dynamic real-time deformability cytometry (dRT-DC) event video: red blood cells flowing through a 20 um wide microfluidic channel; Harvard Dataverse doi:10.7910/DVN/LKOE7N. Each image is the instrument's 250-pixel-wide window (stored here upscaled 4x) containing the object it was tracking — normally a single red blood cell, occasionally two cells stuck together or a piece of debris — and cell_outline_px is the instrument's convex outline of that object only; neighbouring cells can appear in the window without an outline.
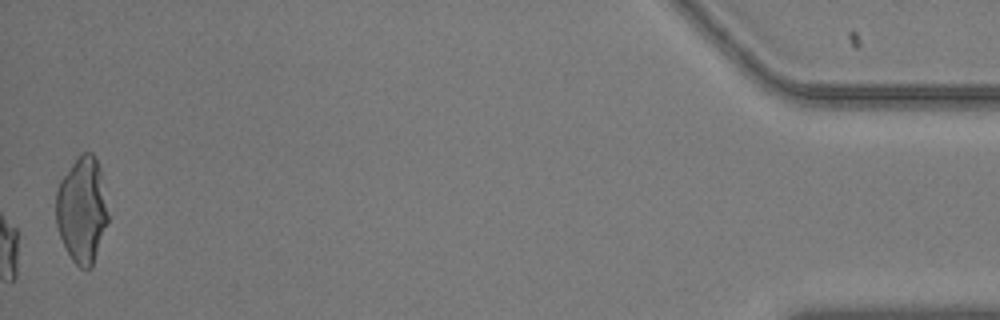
{"species": "common noctule bat (a hibernating species)", "species_latin": "Nyctalus noctula", "temperature_condition": "warm", "stored_images_in_passage": 52, "camera_frame_rate_fps": 3000, "um_per_image_px": 0.085, "animal": {"sex": "male", "body_mass_g": 20.5, "forearm_length_mm": 52.5}, "frame": {"image": 1, "passage_image": 52, "time_ms": 17.0, "image_size_px": [1000, 320], "cell_outline_px": [[108, 220], [92, 268], [80, 268], [72, 260], [60, 236], [56, 224], [56, 192], [60, 180], [72, 164], [84, 152], [92, 152], [100, 168], [108, 216]], "centroid_in_image_um": [6.96, 17.86], "position_along_channel_um": 428.2, "area_um2": 31.73}, "authors_computed_cell_mechanics": {"area_um2": 20.1433, "velocity_mm_per_s": 3.6241, "shape_relaxation_time_tau1_ms": null, "shape_relaxation_time_tau2_ms": 2.092, "deformation_change_tau1": null, "deformation_change_tau2": 0.0882}}